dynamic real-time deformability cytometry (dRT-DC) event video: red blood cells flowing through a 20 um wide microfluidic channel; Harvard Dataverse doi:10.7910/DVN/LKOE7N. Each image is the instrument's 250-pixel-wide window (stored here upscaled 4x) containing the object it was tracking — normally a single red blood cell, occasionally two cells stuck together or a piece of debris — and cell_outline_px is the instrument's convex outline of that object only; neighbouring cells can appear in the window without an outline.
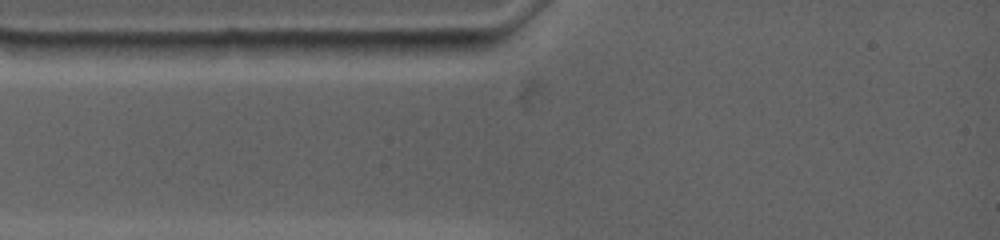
{"species": "common noctule bat (a hibernating species)", "species_latin": "Nyctalus noctula", "temperature_condition": "warm", "stored_images_in_passage": 4, "camera_frame_rate_fps": 4500, "um_per_image_px": 0.085, "animal": {"sex": "female", "body_mass_g": 19.0, "forearm_length_mm": 53.3}, "frame": {"image": 1, "passage_image": 2, "time_ms": 0.222, "image_size_px": [1000, 240], "cell_outline_px": [[496, 44], [488, 48], [412, 56], [364, 52], [364, 40], [488, 40]], "centroid_in_image_um": [35.96, 3.95], "position_along_channel_um": 49.0, "area_um2": 11.68}}